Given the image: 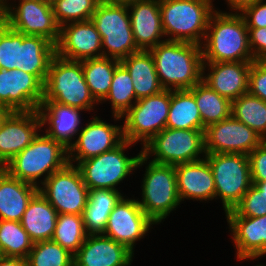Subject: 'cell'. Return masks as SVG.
Returning a JSON list of instances; mask_svg holds the SVG:
<instances>
[{
    "label": "cell",
    "instance_id": "6da1fadb",
    "mask_svg": "<svg viewBox=\"0 0 266 266\" xmlns=\"http://www.w3.org/2000/svg\"><path fill=\"white\" fill-rule=\"evenodd\" d=\"M149 51L163 89L190 90L202 80L200 45L166 40Z\"/></svg>",
    "mask_w": 266,
    "mask_h": 266
},
{
    "label": "cell",
    "instance_id": "7a4b0ae2",
    "mask_svg": "<svg viewBox=\"0 0 266 266\" xmlns=\"http://www.w3.org/2000/svg\"><path fill=\"white\" fill-rule=\"evenodd\" d=\"M202 45L203 62L254 61L248 28L239 13L215 10L209 18Z\"/></svg>",
    "mask_w": 266,
    "mask_h": 266
},
{
    "label": "cell",
    "instance_id": "3957f363",
    "mask_svg": "<svg viewBox=\"0 0 266 266\" xmlns=\"http://www.w3.org/2000/svg\"><path fill=\"white\" fill-rule=\"evenodd\" d=\"M68 163L67 148L47 134H38L24 150L6 163L3 169L10 176L39 188L48 177ZM41 176L45 177L43 181L39 180Z\"/></svg>",
    "mask_w": 266,
    "mask_h": 266
},
{
    "label": "cell",
    "instance_id": "277c9868",
    "mask_svg": "<svg viewBox=\"0 0 266 266\" xmlns=\"http://www.w3.org/2000/svg\"><path fill=\"white\" fill-rule=\"evenodd\" d=\"M159 7L167 41L202 46L209 18L215 11L212 0H159Z\"/></svg>",
    "mask_w": 266,
    "mask_h": 266
},
{
    "label": "cell",
    "instance_id": "5b68a950",
    "mask_svg": "<svg viewBox=\"0 0 266 266\" xmlns=\"http://www.w3.org/2000/svg\"><path fill=\"white\" fill-rule=\"evenodd\" d=\"M42 102H57L62 105L91 111L98 102L92 96L85 81L82 61H71L55 55L43 85Z\"/></svg>",
    "mask_w": 266,
    "mask_h": 266
},
{
    "label": "cell",
    "instance_id": "8992f818",
    "mask_svg": "<svg viewBox=\"0 0 266 266\" xmlns=\"http://www.w3.org/2000/svg\"><path fill=\"white\" fill-rule=\"evenodd\" d=\"M133 144L135 143L124 140L113 150L81 161L76 165L89 190L101 188L117 190L116 186L130 176L133 170L147 163V157L142 154V151L135 157H127L124 154V151Z\"/></svg>",
    "mask_w": 266,
    "mask_h": 266
},
{
    "label": "cell",
    "instance_id": "52a82bcc",
    "mask_svg": "<svg viewBox=\"0 0 266 266\" xmlns=\"http://www.w3.org/2000/svg\"><path fill=\"white\" fill-rule=\"evenodd\" d=\"M91 21L102 38L103 57L123 60L138 52L127 4L101 1Z\"/></svg>",
    "mask_w": 266,
    "mask_h": 266
},
{
    "label": "cell",
    "instance_id": "ba28073f",
    "mask_svg": "<svg viewBox=\"0 0 266 266\" xmlns=\"http://www.w3.org/2000/svg\"><path fill=\"white\" fill-rule=\"evenodd\" d=\"M142 154L159 164L176 166L205 158L204 130L164 128L142 147ZM203 154V158L201 155Z\"/></svg>",
    "mask_w": 266,
    "mask_h": 266
},
{
    "label": "cell",
    "instance_id": "9c48e42d",
    "mask_svg": "<svg viewBox=\"0 0 266 266\" xmlns=\"http://www.w3.org/2000/svg\"><path fill=\"white\" fill-rule=\"evenodd\" d=\"M215 182V199L220 197L225 213L233 210L253 185L248 155L206 154Z\"/></svg>",
    "mask_w": 266,
    "mask_h": 266
},
{
    "label": "cell",
    "instance_id": "30bf717a",
    "mask_svg": "<svg viewBox=\"0 0 266 266\" xmlns=\"http://www.w3.org/2000/svg\"><path fill=\"white\" fill-rule=\"evenodd\" d=\"M142 181L139 206L155 223H161L181 203L176 183L175 166L148 162Z\"/></svg>",
    "mask_w": 266,
    "mask_h": 266
},
{
    "label": "cell",
    "instance_id": "8fae6325",
    "mask_svg": "<svg viewBox=\"0 0 266 266\" xmlns=\"http://www.w3.org/2000/svg\"><path fill=\"white\" fill-rule=\"evenodd\" d=\"M171 101V90L138 99L122 116L123 137L131 143L141 141L143 146L165 127Z\"/></svg>",
    "mask_w": 266,
    "mask_h": 266
},
{
    "label": "cell",
    "instance_id": "7c38bea8",
    "mask_svg": "<svg viewBox=\"0 0 266 266\" xmlns=\"http://www.w3.org/2000/svg\"><path fill=\"white\" fill-rule=\"evenodd\" d=\"M39 191L58 214L82 215L89 196L79 168L70 163L48 177Z\"/></svg>",
    "mask_w": 266,
    "mask_h": 266
},
{
    "label": "cell",
    "instance_id": "4fadbf2b",
    "mask_svg": "<svg viewBox=\"0 0 266 266\" xmlns=\"http://www.w3.org/2000/svg\"><path fill=\"white\" fill-rule=\"evenodd\" d=\"M18 6L1 2V17L5 24L24 35L42 36L54 45L58 43L60 26L52 6L36 1L19 0Z\"/></svg>",
    "mask_w": 266,
    "mask_h": 266
},
{
    "label": "cell",
    "instance_id": "5bb4252c",
    "mask_svg": "<svg viewBox=\"0 0 266 266\" xmlns=\"http://www.w3.org/2000/svg\"><path fill=\"white\" fill-rule=\"evenodd\" d=\"M205 152L241 153L248 155L264 140L254 130L235 119L232 115L204 130Z\"/></svg>",
    "mask_w": 266,
    "mask_h": 266
},
{
    "label": "cell",
    "instance_id": "9a60e30c",
    "mask_svg": "<svg viewBox=\"0 0 266 266\" xmlns=\"http://www.w3.org/2000/svg\"><path fill=\"white\" fill-rule=\"evenodd\" d=\"M155 224L139 206L137 199L123 196L110 213L103 235L123 244L134 253V244Z\"/></svg>",
    "mask_w": 266,
    "mask_h": 266
},
{
    "label": "cell",
    "instance_id": "2e32d148",
    "mask_svg": "<svg viewBox=\"0 0 266 266\" xmlns=\"http://www.w3.org/2000/svg\"><path fill=\"white\" fill-rule=\"evenodd\" d=\"M124 141L123 126L109 124L97 116L81 128L77 140L68 149V162H77L98 156L116 148Z\"/></svg>",
    "mask_w": 266,
    "mask_h": 266
},
{
    "label": "cell",
    "instance_id": "e0dca14e",
    "mask_svg": "<svg viewBox=\"0 0 266 266\" xmlns=\"http://www.w3.org/2000/svg\"><path fill=\"white\" fill-rule=\"evenodd\" d=\"M43 100V84L20 69H0V106L9 111H34Z\"/></svg>",
    "mask_w": 266,
    "mask_h": 266
},
{
    "label": "cell",
    "instance_id": "ac0fdd59",
    "mask_svg": "<svg viewBox=\"0 0 266 266\" xmlns=\"http://www.w3.org/2000/svg\"><path fill=\"white\" fill-rule=\"evenodd\" d=\"M41 127L37 110L10 111L0 124V168L24 150L40 133Z\"/></svg>",
    "mask_w": 266,
    "mask_h": 266
},
{
    "label": "cell",
    "instance_id": "d6986e66",
    "mask_svg": "<svg viewBox=\"0 0 266 266\" xmlns=\"http://www.w3.org/2000/svg\"><path fill=\"white\" fill-rule=\"evenodd\" d=\"M55 50L58 57L71 61L103 57L102 38L91 20L61 26Z\"/></svg>",
    "mask_w": 266,
    "mask_h": 266
},
{
    "label": "cell",
    "instance_id": "ffe728a7",
    "mask_svg": "<svg viewBox=\"0 0 266 266\" xmlns=\"http://www.w3.org/2000/svg\"><path fill=\"white\" fill-rule=\"evenodd\" d=\"M252 62H203L202 81L232 102L248 92L249 71ZM207 66L210 73L205 74L204 70L207 69Z\"/></svg>",
    "mask_w": 266,
    "mask_h": 266
},
{
    "label": "cell",
    "instance_id": "44dd1931",
    "mask_svg": "<svg viewBox=\"0 0 266 266\" xmlns=\"http://www.w3.org/2000/svg\"><path fill=\"white\" fill-rule=\"evenodd\" d=\"M134 253L126 246L103 235H87L74 254V266H129Z\"/></svg>",
    "mask_w": 266,
    "mask_h": 266
},
{
    "label": "cell",
    "instance_id": "7402d4cb",
    "mask_svg": "<svg viewBox=\"0 0 266 266\" xmlns=\"http://www.w3.org/2000/svg\"><path fill=\"white\" fill-rule=\"evenodd\" d=\"M237 259H258L266 255V215L259 217L226 216Z\"/></svg>",
    "mask_w": 266,
    "mask_h": 266
},
{
    "label": "cell",
    "instance_id": "603a6c76",
    "mask_svg": "<svg viewBox=\"0 0 266 266\" xmlns=\"http://www.w3.org/2000/svg\"><path fill=\"white\" fill-rule=\"evenodd\" d=\"M127 6L134 40L140 50H150L159 43L166 41L165 38L160 40L165 34L162 27L159 0H138L128 3Z\"/></svg>",
    "mask_w": 266,
    "mask_h": 266
},
{
    "label": "cell",
    "instance_id": "cb8c5ba5",
    "mask_svg": "<svg viewBox=\"0 0 266 266\" xmlns=\"http://www.w3.org/2000/svg\"><path fill=\"white\" fill-rule=\"evenodd\" d=\"M42 127L47 123L45 134L69 149L72 139L81 131V108L62 105L57 102H42L37 109ZM80 129V130H79Z\"/></svg>",
    "mask_w": 266,
    "mask_h": 266
},
{
    "label": "cell",
    "instance_id": "d4e9b609",
    "mask_svg": "<svg viewBox=\"0 0 266 266\" xmlns=\"http://www.w3.org/2000/svg\"><path fill=\"white\" fill-rule=\"evenodd\" d=\"M177 192L180 201H199L215 198V182L211 167L206 158L175 166Z\"/></svg>",
    "mask_w": 266,
    "mask_h": 266
},
{
    "label": "cell",
    "instance_id": "484cf974",
    "mask_svg": "<svg viewBox=\"0 0 266 266\" xmlns=\"http://www.w3.org/2000/svg\"><path fill=\"white\" fill-rule=\"evenodd\" d=\"M38 191L36 186L14 178L0 168V220L20 222Z\"/></svg>",
    "mask_w": 266,
    "mask_h": 266
},
{
    "label": "cell",
    "instance_id": "4316f807",
    "mask_svg": "<svg viewBox=\"0 0 266 266\" xmlns=\"http://www.w3.org/2000/svg\"><path fill=\"white\" fill-rule=\"evenodd\" d=\"M55 55V45L51 41L42 36L22 33L18 69L33 74L43 85Z\"/></svg>",
    "mask_w": 266,
    "mask_h": 266
},
{
    "label": "cell",
    "instance_id": "83f0119b",
    "mask_svg": "<svg viewBox=\"0 0 266 266\" xmlns=\"http://www.w3.org/2000/svg\"><path fill=\"white\" fill-rule=\"evenodd\" d=\"M57 217L55 208L38 191L29 202L20 222L35 243L52 239Z\"/></svg>",
    "mask_w": 266,
    "mask_h": 266
},
{
    "label": "cell",
    "instance_id": "f1b7e54d",
    "mask_svg": "<svg viewBox=\"0 0 266 266\" xmlns=\"http://www.w3.org/2000/svg\"><path fill=\"white\" fill-rule=\"evenodd\" d=\"M132 78L137 99L155 95L164 90L159 82L155 63L149 50H139L120 61Z\"/></svg>",
    "mask_w": 266,
    "mask_h": 266
},
{
    "label": "cell",
    "instance_id": "f546056e",
    "mask_svg": "<svg viewBox=\"0 0 266 266\" xmlns=\"http://www.w3.org/2000/svg\"><path fill=\"white\" fill-rule=\"evenodd\" d=\"M122 197L123 194L118 190H89L88 202L82 214L87 235L104 233L108 217Z\"/></svg>",
    "mask_w": 266,
    "mask_h": 266
},
{
    "label": "cell",
    "instance_id": "4dcf8cb0",
    "mask_svg": "<svg viewBox=\"0 0 266 266\" xmlns=\"http://www.w3.org/2000/svg\"><path fill=\"white\" fill-rule=\"evenodd\" d=\"M165 128L202 130V118L194 95L189 90H171V101Z\"/></svg>",
    "mask_w": 266,
    "mask_h": 266
},
{
    "label": "cell",
    "instance_id": "1f68e13d",
    "mask_svg": "<svg viewBox=\"0 0 266 266\" xmlns=\"http://www.w3.org/2000/svg\"><path fill=\"white\" fill-rule=\"evenodd\" d=\"M202 118V130L231 116L232 102L219 95L202 80L189 90Z\"/></svg>",
    "mask_w": 266,
    "mask_h": 266
},
{
    "label": "cell",
    "instance_id": "d6a6232c",
    "mask_svg": "<svg viewBox=\"0 0 266 266\" xmlns=\"http://www.w3.org/2000/svg\"><path fill=\"white\" fill-rule=\"evenodd\" d=\"M119 60L109 57L82 60V69L89 90L98 103L108 95Z\"/></svg>",
    "mask_w": 266,
    "mask_h": 266
},
{
    "label": "cell",
    "instance_id": "836d02e7",
    "mask_svg": "<svg viewBox=\"0 0 266 266\" xmlns=\"http://www.w3.org/2000/svg\"><path fill=\"white\" fill-rule=\"evenodd\" d=\"M231 115L266 140V102L249 92L232 101Z\"/></svg>",
    "mask_w": 266,
    "mask_h": 266
},
{
    "label": "cell",
    "instance_id": "e575fe53",
    "mask_svg": "<svg viewBox=\"0 0 266 266\" xmlns=\"http://www.w3.org/2000/svg\"><path fill=\"white\" fill-rule=\"evenodd\" d=\"M111 101L114 120L122 116L137 102L132 78L127 69L120 63L114 72L108 95L102 102ZM135 101V102H134Z\"/></svg>",
    "mask_w": 266,
    "mask_h": 266
},
{
    "label": "cell",
    "instance_id": "d590c367",
    "mask_svg": "<svg viewBox=\"0 0 266 266\" xmlns=\"http://www.w3.org/2000/svg\"><path fill=\"white\" fill-rule=\"evenodd\" d=\"M33 244L21 222L0 220V255L26 260Z\"/></svg>",
    "mask_w": 266,
    "mask_h": 266
},
{
    "label": "cell",
    "instance_id": "8d00e7d4",
    "mask_svg": "<svg viewBox=\"0 0 266 266\" xmlns=\"http://www.w3.org/2000/svg\"><path fill=\"white\" fill-rule=\"evenodd\" d=\"M87 233L82 215L58 214L52 239L73 255L85 242Z\"/></svg>",
    "mask_w": 266,
    "mask_h": 266
},
{
    "label": "cell",
    "instance_id": "74e56055",
    "mask_svg": "<svg viewBox=\"0 0 266 266\" xmlns=\"http://www.w3.org/2000/svg\"><path fill=\"white\" fill-rule=\"evenodd\" d=\"M74 255L53 240L39 241L26 259L27 266H74Z\"/></svg>",
    "mask_w": 266,
    "mask_h": 266
},
{
    "label": "cell",
    "instance_id": "f35d334b",
    "mask_svg": "<svg viewBox=\"0 0 266 266\" xmlns=\"http://www.w3.org/2000/svg\"><path fill=\"white\" fill-rule=\"evenodd\" d=\"M102 0H53L51 6L56 22L61 27L67 23L91 20Z\"/></svg>",
    "mask_w": 266,
    "mask_h": 266
},
{
    "label": "cell",
    "instance_id": "ab89813d",
    "mask_svg": "<svg viewBox=\"0 0 266 266\" xmlns=\"http://www.w3.org/2000/svg\"><path fill=\"white\" fill-rule=\"evenodd\" d=\"M22 33L10 28L0 18V69H18Z\"/></svg>",
    "mask_w": 266,
    "mask_h": 266
},
{
    "label": "cell",
    "instance_id": "60d3db41",
    "mask_svg": "<svg viewBox=\"0 0 266 266\" xmlns=\"http://www.w3.org/2000/svg\"><path fill=\"white\" fill-rule=\"evenodd\" d=\"M226 216L259 217L266 215V198L252 185L233 210Z\"/></svg>",
    "mask_w": 266,
    "mask_h": 266
},
{
    "label": "cell",
    "instance_id": "b9f144b4",
    "mask_svg": "<svg viewBox=\"0 0 266 266\" xmlns=\"http://www.w3.org/2000/svg\"><path fill=\"white\" fill-rule=\"evenodd\" d=\"M248 92L266 102V60L251 63Z\"/></svg>",
    "mask_w": 266,
    "mask_h": 266
},
{
    "label": "cell",
    "instance_id": "7bdbcfd3",
    "mask_svg": "<svg viewBox=\"0 0 266 266\" xmlns=\"http://www.w3.org/2000/svg\"><path fill=\"white\" fill-rule=\"evenodd\" d=\"M252 184L266 181V140L248 154Z\"/></svg>",
    "mask_w": 266,
    "mask_h": 266
},
{
    "label": "cell",
    "instance_id": "ee69618b",
    "mask_svg": "<svg viewBox=\"0 0 266 266\" xmlns=\"http://www.w3.org/2000/svg\"><path fill=\"white\" fill-rule=\"evenodd\" d=\"M263 2L264 0H258L240 13L246 22L247 28L266 27V3Z\"/></svg>",
    "mask_w": 266,
    "mask_h": 266
},
{
    "label": "cell",
    "instance_id": "f6af8a7d",
    "mask_svg": "<svg viewBox=\"0 0 266 266\" xmlns=\"http://www.w3.org/2000/svg\"><path fill=\"white\" fill-rule=\"evenodd\" d=\"M248 35L254 60H266V27L248 28Z\"/></svg>",
    "mask_w": 266,
    "mask_h": 266
},
{
    "label": "cell",
    "instance_id": "bcb514c9",
    "mask_svg": "<svg viewBox=\"0 0 266 266\" xmlns=\"http://www.w3.org/2000/svg\"><path fill=\"white\" fill-rule=\"evenodd\" d=\"M228 6L235 10V13H241L246 7L253 5L258 0H226ZM239 11V12H237Z\"/></svg>",
    "mask_w": 266,
    "mask_h": 266
},
{
    "label": "cell",
    "instance_id": "7dc6e473",
    "mask_svg": "<svg viewBox=\"0 0 266 266\" xmlns=\"http://www.w3.org/2000/svg\"><path fill=\"white\" fill-rule=\"evenodd\" d=\"M0 266H27L26 260L18 257L0 255Z\"/></svg>",
    "mask_w": 266,
    "mask_h": 266
},
{
    "label": "cell",
    "instance_id": "c3c4849f",
    "mask_svg": "<svg viewBox=\"0 0 266 266\" xmlns=\"http://www.w3.org/2000/svg\"><path fill=\"white\" fill-rule=\"evenodd\" d=\"M259 192L263 198H266V181L264 182H257L253 185Z\"/></svg>",
    "mask_w": 266,
    "mask_h": 266
},
{
    "label": "cell",
    "instance_id": "681fc988",
    "mask_svg": "<svg viewBox=\"0 0 266 266\" xmlns=\"http://www.w3.org/2000/svg\"><path fill=\"white\" fill-rule=\"evenodd\" d=\"M103 1L110 2V3L128 4L130 2L138 1V0H103Z\"/></svg>",
    "mask_w": 266,
    "mask_h": 266
},
{
    "label": "cell",
    "instance_id": "f907efd6",
    "mask_svg": "<svg viewBox=\"0 0 266 266\" xmlns=\"http://www.w3.org/2000/svg\"><path fill=\"white\" fill-rule=\"evenodd\" d=\"M10 111L4 107L0 106V124L2 122V120L4 119V117L9 113Z\"/></svg>",
    "mask_w": 266,
    "mask_h": 266
},
{
    "label": "cell",
    "instance_id": "816d5d0a",
    "mask_svg": "<svg viewBox=\"0 0 266 266\" xmlns=\"http://www.w3.org/2000/svg\"><path fill=\"white\" fill-rule=\"evenodd\" d=\"M8 2V0H3L2 2ZM24 1H36V2H40V3H46V4H49L51 5L53 0H24Z\"/></svg>",
    "mask_w": 266,
    "mask_h": 266
},
{
    "label": "cell",
    "instance_id": "f5cc1de1",
    "mask_svg": "<svg viewBox=\"0 0 266 266\" xmlns=\"http://www.w3.org/2000/svg\"><path fill=\"white\" fill-rule=\"evenodd\" d=\"M0 18H1V2H0Z\"/></svg>",
    "mask_w": 266,
    "mask_h": 266
}]
</instances>
